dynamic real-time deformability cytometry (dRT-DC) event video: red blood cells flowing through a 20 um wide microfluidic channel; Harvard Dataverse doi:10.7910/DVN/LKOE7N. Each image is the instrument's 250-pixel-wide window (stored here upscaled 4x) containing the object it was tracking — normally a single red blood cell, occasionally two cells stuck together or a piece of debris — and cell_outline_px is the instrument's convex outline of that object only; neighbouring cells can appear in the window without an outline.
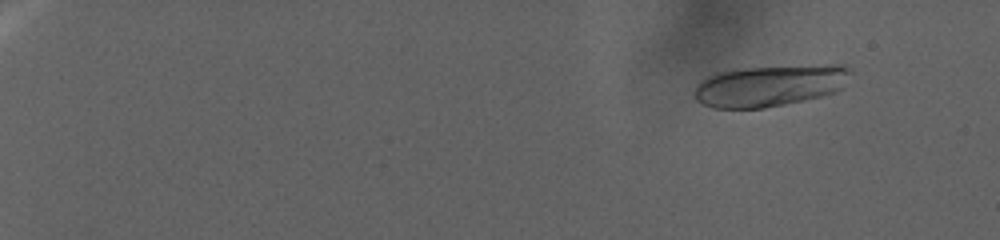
{"species": "human", "species_latin": "Homo sapiens", "temperature_condition": "warm", "stored_images_in_passage": 140, "camera_frame_rate_fps": 3000, "um_per_image_px": 0.085, "donor": {"sex": "female"}, "frame": {"image": 1, "passage_image": 18, "time_ms": 5.333, "image_size_px": [1000, 240], "cell_outline_px": [[852, 68], [840, 88], [836, 92], [804, 100], [764, 108], [712, 108], [696, 100], [692, 92], [696, 84], [700, 80], [716, 72], [732, 68], [828, 64], [844, 64]], "centroid_in_image_um": [65.38, 7.26], "position_along_channel_um": 19.6, "area_um2": 38.21}}
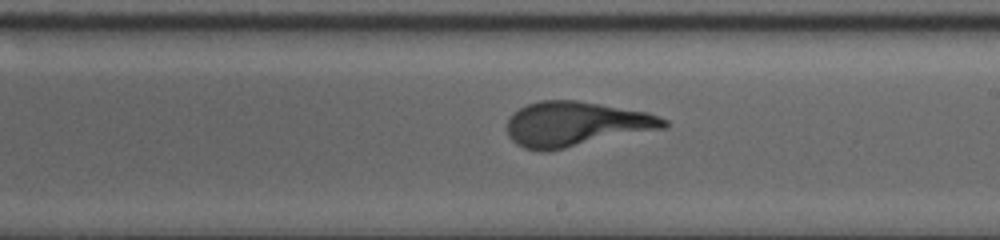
{"frame": {"image": 2, "passage_image": 94, "time_ms": 30.667, "image_size_px": [1000, 240], "cell_outline_px": [[668, 124], [664, 128], [548, 152], [540, 152], [524, 148], [516, 144], [508, 136], [508, 120], [512, 112], [528, 104], [540, 100], [576, 100], [648, 112], [668, 120]], "centroid_in_image_um": [48.92, 10.55], "position_along_channel_um": 240.1, "area_um2": 41.04}}
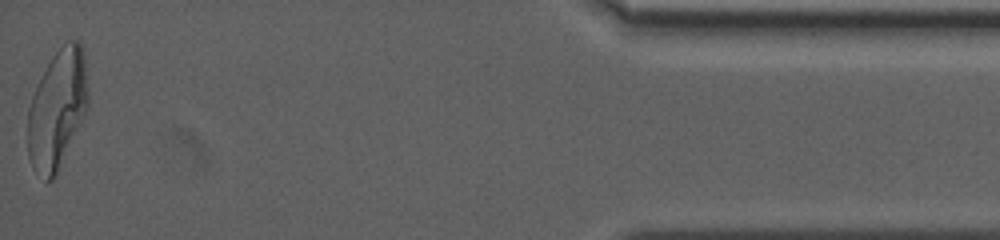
{"frame": {"image": 3, "passage_image": 140, "time_ms": 46.0, "image_size_px": [1000, 240], "cell_outline_px": [[88, 108], [52, 180], [48, 180], [32, 168], [28, 156], [28, 108], [32, 96], [52, 56], [68, 40], [80, 40], [84, 52], [88, 92]], "centroid_in_image_um": [4.88, 9.23], "position_along_channel_um": 430.3, "area_um2": 41.1}}